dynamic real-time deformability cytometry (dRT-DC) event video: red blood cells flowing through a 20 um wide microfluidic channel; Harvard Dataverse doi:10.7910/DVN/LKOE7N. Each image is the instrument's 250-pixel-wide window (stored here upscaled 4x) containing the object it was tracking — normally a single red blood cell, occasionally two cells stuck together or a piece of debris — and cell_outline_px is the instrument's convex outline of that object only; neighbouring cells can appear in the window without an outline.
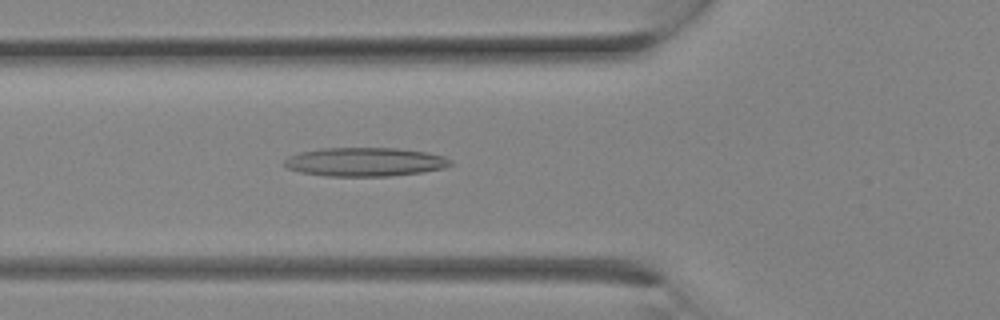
{"species": "Egyptian fruit bat (a non-hibernating species)", "species_latin": "Rousettus aegyptiacus", "temperature_condition": "room temperature", "stored_images_in_passage": 9, "camera_frame_rate_fps": 3000, "um_per_image_px": 0.085, "animal": {"sex": "female"}, "frame": {"image": 1, "passage_image": 9, "time_ms": 2.667, "image_size_px": [1000, 320], "cell_outline_px": [[452, 164], [444, 168], [424, 172], [392, 176], [328, 176], [300, 172], [288, 168], [284, 164], [284, 160], [288, 156], [300, 152], [320, 148], [396, 148], [428, 152], [444, 156], [452, 160]], "centroid_in_image_um": [31.05, 13.76], "position_along_channel_um": 94.8, "area_um2": 28.03}}